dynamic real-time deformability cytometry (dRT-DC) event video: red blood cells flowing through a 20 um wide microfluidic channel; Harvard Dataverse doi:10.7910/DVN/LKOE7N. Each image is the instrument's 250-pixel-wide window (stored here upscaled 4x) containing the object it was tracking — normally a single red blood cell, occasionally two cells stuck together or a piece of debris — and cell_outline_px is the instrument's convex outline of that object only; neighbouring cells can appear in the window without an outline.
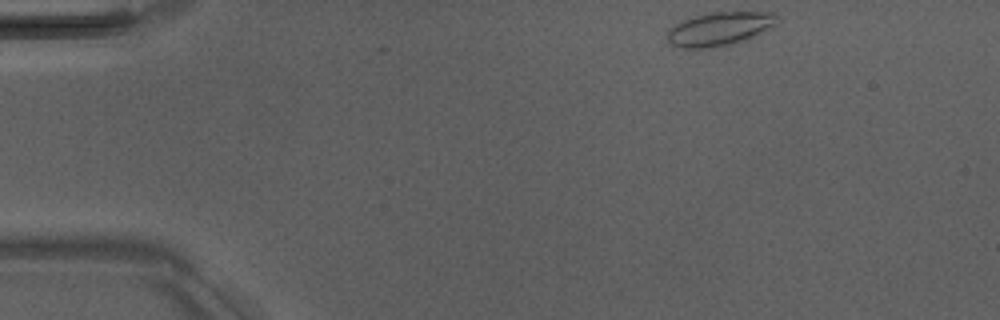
{"species": "Egyptian fruit bat (a non-hibernating species)", "species_latin": "Rousettus aegyptiacus", "temperature_condition": "room temperature", "stored_images_in_passage": 4, "camera_frame_rate_fps": 3000, "um_per_image_px": 0.085, "animal": {"sex": "male"}, "frame": {"image": 1, "passage_image": 1, "time_ms": 0.0, "image_size_px": [1000, 320], "cell_outline_px": [[780, 20], [772, 28], [748, 40], [732, 44], [708, 48], [680, 48], [668, 44], [668, 28], [684, 20], [696, 16], [712, 12], [776, 12]], "centroid_in_image_um": [61.22, 2.46], "position_along_channel_um": 23.8, "area_um2": 21.85}}